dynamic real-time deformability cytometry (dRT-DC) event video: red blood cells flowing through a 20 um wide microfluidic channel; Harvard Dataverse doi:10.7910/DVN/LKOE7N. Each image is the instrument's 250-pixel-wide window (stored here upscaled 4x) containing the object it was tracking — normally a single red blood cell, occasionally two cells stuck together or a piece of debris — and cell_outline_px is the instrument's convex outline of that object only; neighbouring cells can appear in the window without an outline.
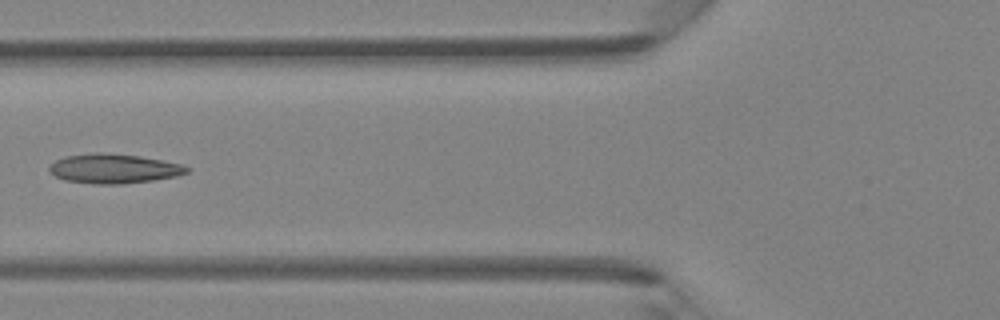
{"species": "Egyptian fruit bat (a non-hibernating species)", "species_latin": "Rousettus aegyptiacus", "temperature_condition": "room temperature", "stored_images_in_passage": 6, "camera_frame_rate_fps": 3000, "um_per_image_px": 0.085, "animal": {"sex": "female"}, "frame": {"image": 1, "passage_image": 6, "time_ms": 5.667, "image_size_px": [1000, 320], "cell_outline_px": [[192, 168], [188, 172], [176, 176], [152, 180], [120, 184], [96, 184], [64, 180], [56, 176], [48, 168], [56, 160], [64, 156], [92, 152], [100, 152], [140, 156], [180, 164]], "centroid_in_image_um": [9.67, 14.32], "position_along_channel_um": 116.1, "area_um2": 23.47}}